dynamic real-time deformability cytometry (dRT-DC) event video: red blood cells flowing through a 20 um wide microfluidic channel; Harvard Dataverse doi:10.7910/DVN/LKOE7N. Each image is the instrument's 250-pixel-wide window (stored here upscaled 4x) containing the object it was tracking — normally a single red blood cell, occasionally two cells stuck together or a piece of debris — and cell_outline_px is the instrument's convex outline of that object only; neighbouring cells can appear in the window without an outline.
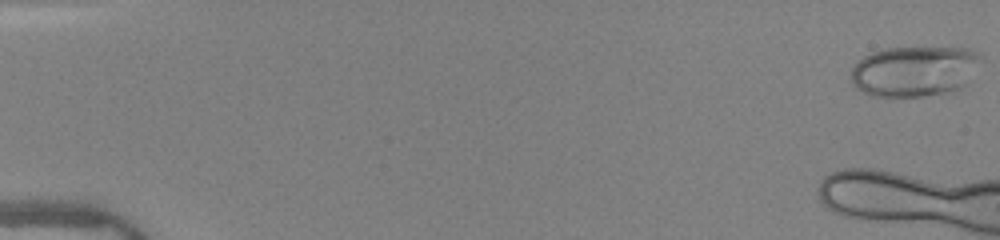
{"species": "human", "species_latin": "Homo sapiens", "temperature_condition": "warm", "stored_images_in_passage": 6, "camera_frame_rate_fps": 3000, "um_per_image_px": 0.085, "donor": {"sex": "female"}, "frame": {"image": 1, "passage_image": 1, "time_ms": 0.0, "image_size_px": [1000, 240], "cell_outline_px": [[984, 56], [964, 84], [960, 88], [948, 92], [924, 96], [888, 100], [872, 96], [856, 88], [852, 84], [852, 68], [864, 56], [872, 52], [884, 48], [968, 48], [980, 52]], "centroid_in_image_um": [77.7, 6.08], "position_along_channel_um": 7.3, "area_um2": 38.78}}